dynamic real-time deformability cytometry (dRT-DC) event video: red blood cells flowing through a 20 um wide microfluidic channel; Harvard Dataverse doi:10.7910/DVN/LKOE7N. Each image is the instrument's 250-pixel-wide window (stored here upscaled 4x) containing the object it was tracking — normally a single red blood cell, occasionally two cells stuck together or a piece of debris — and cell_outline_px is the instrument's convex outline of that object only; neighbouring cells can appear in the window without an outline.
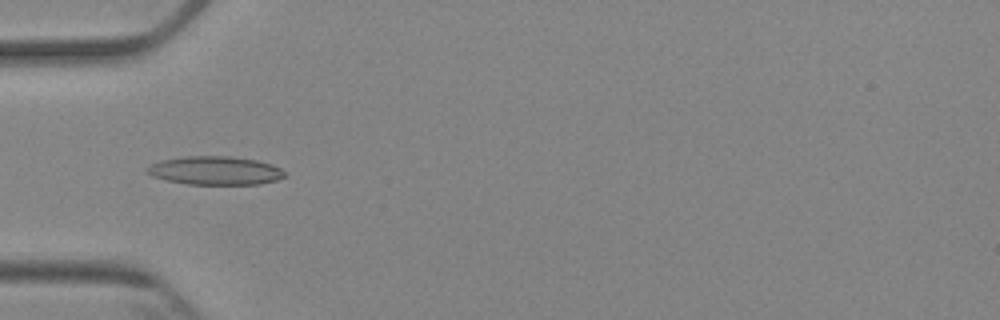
{"species": "Egyptian fruit bat (a non-hibernating species)", "species_latin": "Rousettus aegyptiacus", "temperature_condition": "cold", "stored_images_in_passage": 6, "camera_frame_rate_fps": 3000, "um_per_image_px": 0.085, "animal": {"sex": "female"}, "frame": {"image": 1, "passage_image": 5, "time_ms": 5.333, "image_size_px": [1000, 320], "cell_outline_px": [[288, 176], [276, 180], [260, 184], [188, 184], [168, 180], [152, 176], [144, 172], [144, 168], [148, 164], [160, 160], [184, 156], [232, 156], [256, 160], [272, 164], [280, 168]], "centroid_in_image_um": [18.25, 14.49], "position_along_channel_um": 66.8, "area_um2": 23.12}}
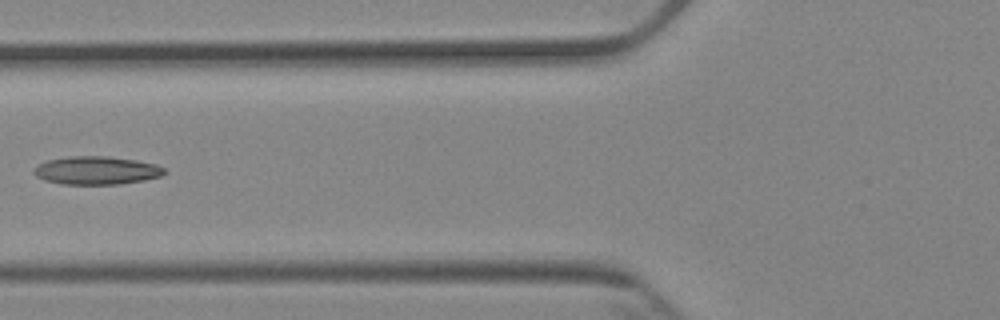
{"frame": {"image": 2, "passage_image": 6, "time_ms": 6.667, "image_size_px": [1000, 320], "cell_outline_px": [[168, 172], [160, 176], [144, 180], [120, 184], [60, 184], [44, 180], [36, 176], [32, 172], [32, 168], [48, 160], [68, 156], [108, 156], [136, 160], [156, 164], [164, 168]], "centroid_in_image_um": [8.19, 14.48], "position_along_channel_um": 117.6, "area_um2": 21.56}}